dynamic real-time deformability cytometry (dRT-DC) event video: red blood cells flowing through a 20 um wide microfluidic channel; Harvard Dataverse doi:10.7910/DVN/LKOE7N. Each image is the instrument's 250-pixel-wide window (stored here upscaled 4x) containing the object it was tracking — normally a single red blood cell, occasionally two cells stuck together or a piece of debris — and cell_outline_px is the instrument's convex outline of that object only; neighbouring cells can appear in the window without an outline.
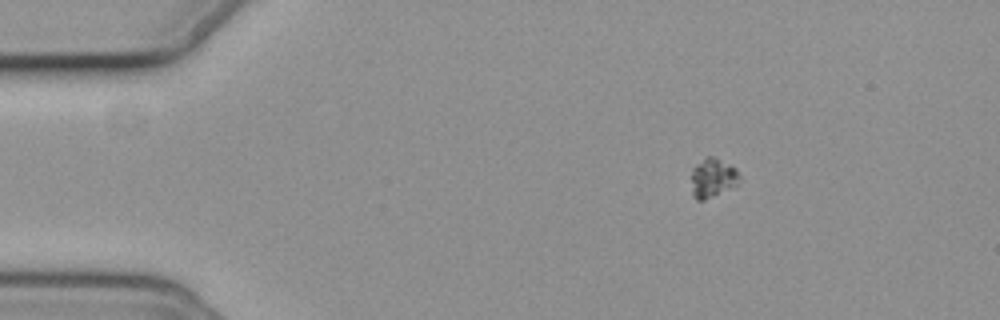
{"species": "common noctule bat (a hibernating species)", "species_latin": "Nyctalus noctula", "temperature_condition": "cold", "stored_images_in_passage": 49, "camera_frame_rate_fps": 3000, "um_per_image_px": 0.085, "animal": {"sex": "female", "body_mass_g": 19.3, "forearm_length_mm": 54.1}, "frame": {"image": 1, "passage_image": 1, "time_ms": 0.0, "image_size_px": [1000, 320], "cell_outline_px": [[740, 180], [736, 184], [704, 200], [696, 200], [692, 196], [692, 168], [696, 164], [708, 156], [712, 156], [736, 168], [740, 176]], "centroid_in_image_um": [60.56, 15.11], "position_along_channel_um": 24.4, "area_um2": 10.69}}
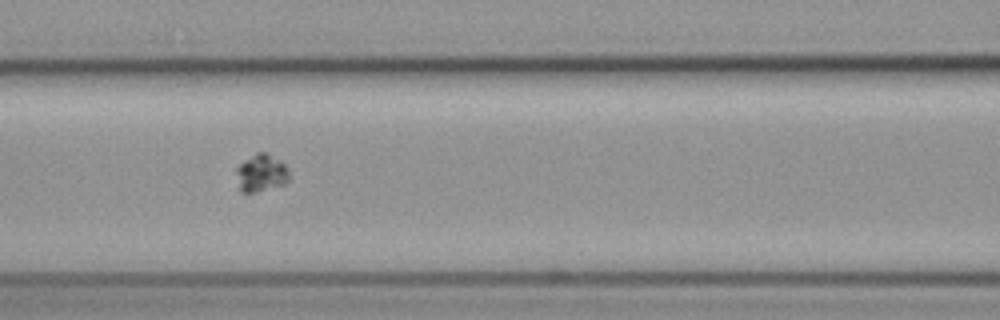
{"frame": {"image": 2, "passage_image": 17, "time_ms": 5.333, "image_size_px": [1000, 320], "cell_outline_px": [[288, 180], [284, 184], [256, 192], [240, 192], [236, 172], [236, 168], [244, 160], [256, 152], [264, 152], [284, 164], [288, 172]], "centroid_in_image_um": [22.16, 14.72], "position_along_channel_um": 144.4, "area_um2": 11.27}}
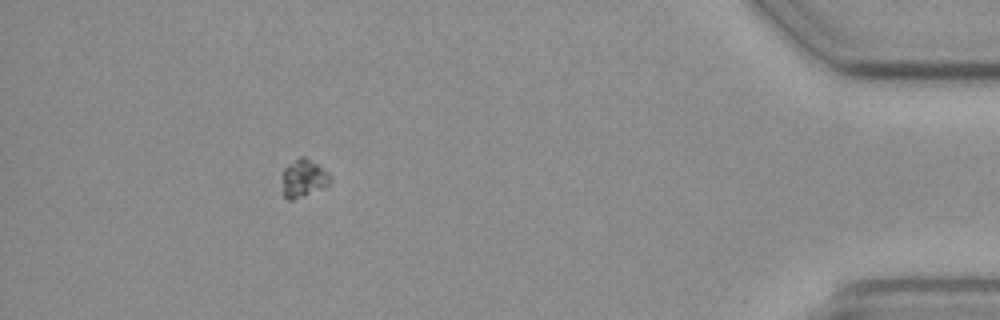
{"frame": {"image": 3, "passage_image": 44, "time_ms": 14.333, "image_size_px": [1000, 320], "cell_outline_px": [[332, 176], [328, 184], [292, 200], [288, 200], [284, 196], [284, 168], [288, 164], [300, 156], [304, 156], [328, 172]], "centroid_in_image_um": [25.8, 15.12], "position_along_channel_um": 409.4, "area_um2": 10.0}}